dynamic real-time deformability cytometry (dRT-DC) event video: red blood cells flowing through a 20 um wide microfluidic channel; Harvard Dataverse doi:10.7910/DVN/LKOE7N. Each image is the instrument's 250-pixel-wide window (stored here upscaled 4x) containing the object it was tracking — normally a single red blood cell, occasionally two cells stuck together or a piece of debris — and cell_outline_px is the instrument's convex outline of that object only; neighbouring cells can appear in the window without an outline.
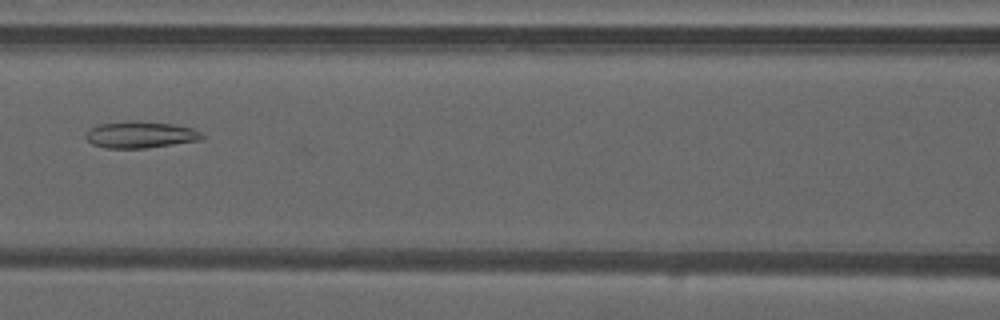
{"species": "common noctule bat (a hibernating species)", "species_latin": "Nyctalus noctula", "temperature_condition": "warm", "stored_images_in_passage": 35, "camera_frame_rate_fps": 3000, "um_per_image_px": 0.085, "animal": {"sex": "male", "forearm_length_mm": 52.5}, "frame": {"image": 1, "passage_image": 9, "time_ms": 2.667, "image_size_px": [1000, 320], "cell_outline_px": [[204, 136], [200, 140], [144, 148], [104, 148], [92, 144], [84, 136], [88, 128], [100, 124], [132, 120], [136, 120], [172, 124], [192, 128], [200, 132]], "centroid_in_image_um": [11.88, 11.44], "position_along_channel_um": 154.7, "area_um2": 18.03}}
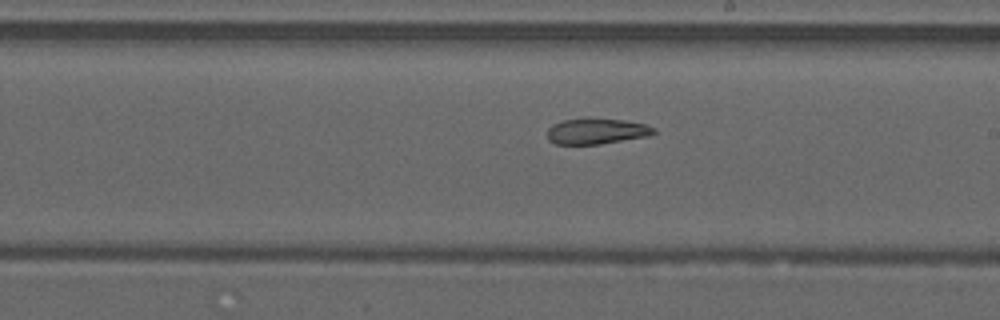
{"frame": {"image": 2, "passage_image": 15, "time_ms": 4.667, "image_size_px": [1000, 320], "cell_outline_px": [[656, 132], [648, 136], [600, 144], [556, 144], [548, 140], [548, 128], [552, 124], [564, 120], [588, 116], [624, 120], [644, 124], [656, 128]], "centroid_in_image_um": [50.69, 11.12], "position_along_channel_um": 238.3, "area_um2": 16.36}}
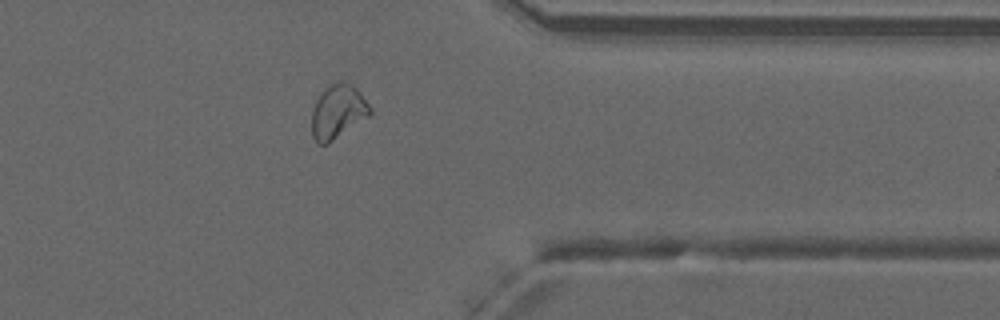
{"frame": {"image": 3, "passage_image": 26, "time_ms": 8.333, "image_size_px": [1000, 320], "cell_outline_px": [[372, 112], [368, 116], [328, 144], [316, 144], [312, 136], [312, 108], [320, 92], [328, 84], [336, 80], [344, 80], [352, 84], [360, 92], [372, 108]], "centroid_in_image_um": [28.7, 9.45], "position_along_channel_um": 382.7, "area_um2": 18.67}, "authors_computed_cell_mechanics": {"area_um2": 17.918, "velocity_mm_per_s": 4.1973, "shape_relaxation_time_tau1_ms": null, "shape_relaxation_time_tau2_ms": 4.1709, "deformation_change_tau1": null, "deformation_change_tau2": 0.1074}}